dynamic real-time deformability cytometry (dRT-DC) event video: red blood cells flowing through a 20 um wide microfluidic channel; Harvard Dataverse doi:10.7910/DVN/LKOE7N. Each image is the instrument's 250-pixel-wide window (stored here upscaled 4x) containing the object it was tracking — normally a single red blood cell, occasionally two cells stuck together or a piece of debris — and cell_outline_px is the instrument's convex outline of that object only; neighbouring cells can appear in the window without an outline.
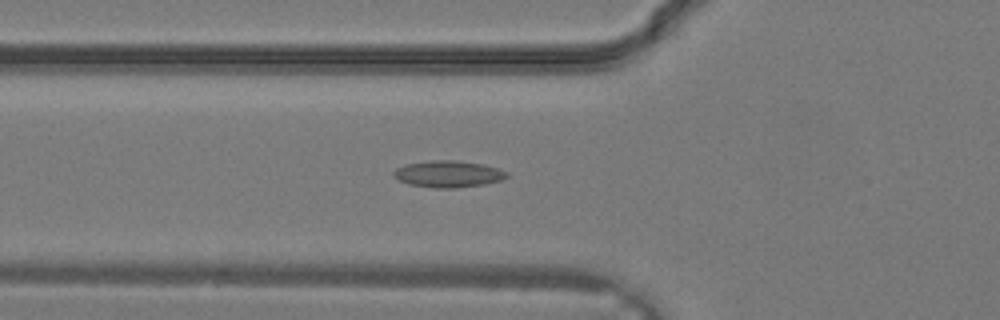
{"species": "common noctule bat (a hibernating species)", "species_latin": "Nyctalus noctula", "temperature_condition": "warm", "stored_images_in_passage": 33, "camera_frame_rate_fps": 3000, "um_per_image_px": 0.085, "animal": {"sex": "male", "body_mass_g": 19.2, "forearm_length_mm": 51.8}, "frame": {"image": 1, "passage_image": 12, "time_ms": 3.667, "image_size_px": [1000, 320], "cell_outline_px": [[508, 176], [500, 180], [484, 184], [456, 188], [436, 188], [408, 184], [392, 176], [392, 172], [396, 168], [408, 164], [432, 160], [452, 160], [484, 164], [508, 172]], "centroid_in_image_um": [38.08, 14.79], "position_along_channel_um": 87.7, "area_um2": 17.46}}
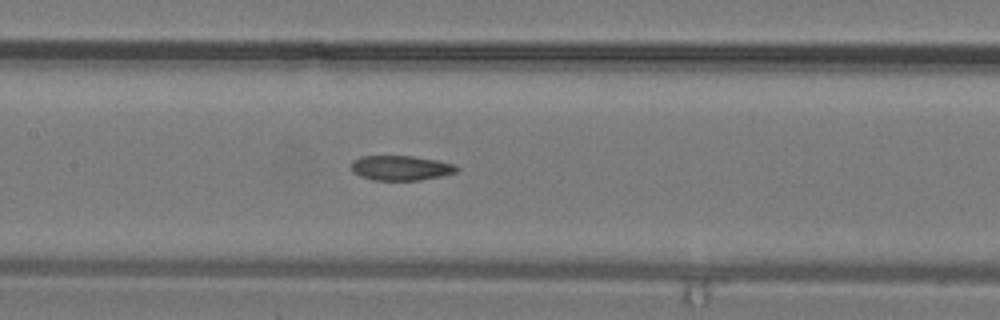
{"frame": {"image": 2, "passage_image": 16, "time_ms": 5.0, "image_size_px": [1000, 320], "cell_outline_px": [[460, 168], [456, 172], [440, 176], [420, 180], [372, 180], [360, 176], [352, 172], [352, 160], [360, 156], [412, 156], [436, 160], [456, 164]], "centroid_in_image_um": [34.06, 14.27], "position_along_channel_um": 173.3, "area_um2": 15.32}}
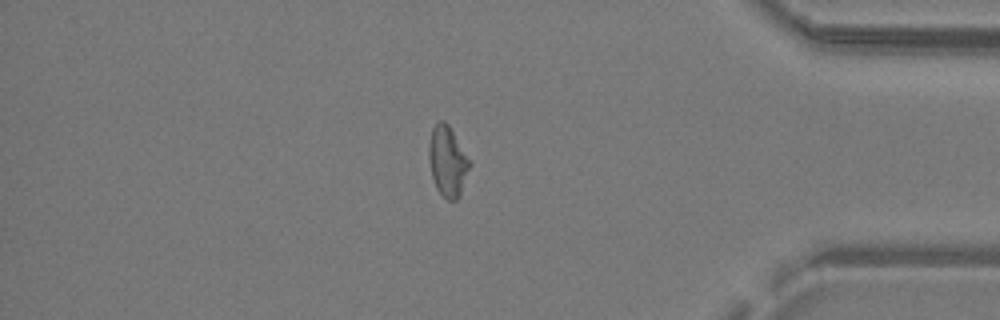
{"frame": {"image": 3, "passage_image": 28, "time_ms": 9.0, "image_size_px": [1000, 320], "cell_outline_px": [[472, 164], [460, 196], [456, 200], [448, 200], [436, 188], [432, 176], [428, 160], [428, 144], [432, 128], [440, 120], [444, 120], [448, 124]], "centroid_in_image_um": [38.04, 13.72], "position_along_channel_um": 397.2, "area_um2": 16.76}}